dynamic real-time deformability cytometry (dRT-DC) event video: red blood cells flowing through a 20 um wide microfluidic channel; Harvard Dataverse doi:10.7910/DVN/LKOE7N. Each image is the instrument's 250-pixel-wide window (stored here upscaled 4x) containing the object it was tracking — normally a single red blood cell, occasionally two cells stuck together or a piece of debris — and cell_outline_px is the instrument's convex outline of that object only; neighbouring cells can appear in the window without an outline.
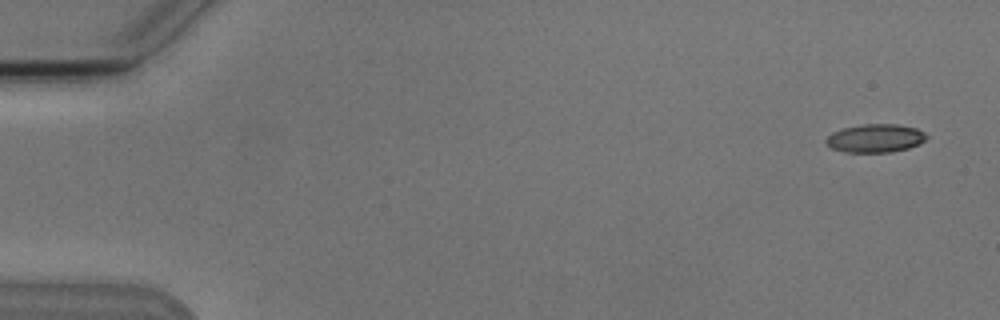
{"species": "Egyptian fruit bat (a non-hibernating species)", "species_latin": "Rousettus aegyptiacus", "temperature_condition": "cold", "stored_images_in_passage": 5, "camera_frame_rate_fps": 3000, "um_per_image_px": 0.085, "animal": {"sex": "male"}, "frame": {"image": 1, "passage_image": 1, "time_ms": 0.0, "image_size_px": [1000, 320], "cell_outline_px": [[928, 136], [920, 144], [908, 148], [892, 152], [844, 152], [832, 148], [824, 140], [832, 132], [844, 128], [864, 124], [896, 124], [916, 128], [924, 132]], "centroid_in_image_um": [74.41, 11.75], "position_along_channel_um": 10.6, "area_um2": 16.53}}